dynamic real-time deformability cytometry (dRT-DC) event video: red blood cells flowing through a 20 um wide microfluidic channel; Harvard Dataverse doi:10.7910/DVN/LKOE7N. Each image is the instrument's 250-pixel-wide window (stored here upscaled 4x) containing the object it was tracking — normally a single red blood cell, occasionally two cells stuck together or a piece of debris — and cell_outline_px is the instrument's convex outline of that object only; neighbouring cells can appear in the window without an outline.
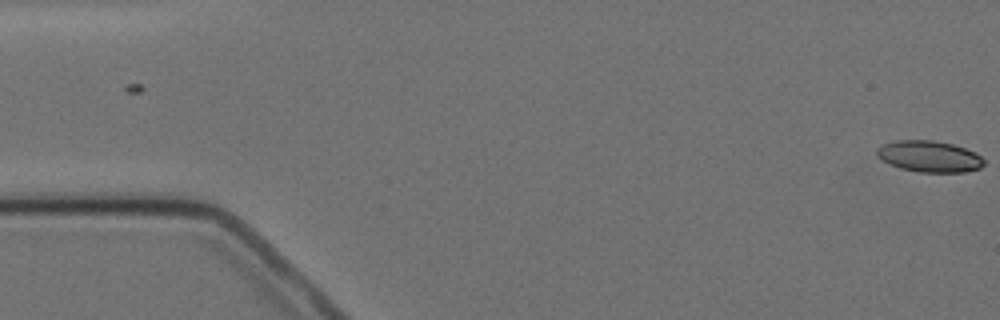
{"species": "Egyptian fruit bat (a non-hibernating species)", "species_latin": "Rousettus aegyptiacus", "temperature_condition": "cold", "stored_images_in_passage": 2, "camera_frame_rate_fps": 3000, "um_per_image_px": 0.085, "animal": {"sex": "female"}, "frame": {"image": 1, "passage_image": 2, "time_ms": 1.0, "image_size_px": [1000, 320], "cell_outline_px": [[984, 164], [980, 168], [964, 172], [920, 172], [900, 168], [884, 160], [876, 152], [876, 148], [880, 144], [896, 140], [932, 140], [952, 144], [976, 152], [984, 160]], "centroid_in_image_um": [79.0, 13.28], "position_along_channel_um": 6.0, "area_um2": 19.42}}